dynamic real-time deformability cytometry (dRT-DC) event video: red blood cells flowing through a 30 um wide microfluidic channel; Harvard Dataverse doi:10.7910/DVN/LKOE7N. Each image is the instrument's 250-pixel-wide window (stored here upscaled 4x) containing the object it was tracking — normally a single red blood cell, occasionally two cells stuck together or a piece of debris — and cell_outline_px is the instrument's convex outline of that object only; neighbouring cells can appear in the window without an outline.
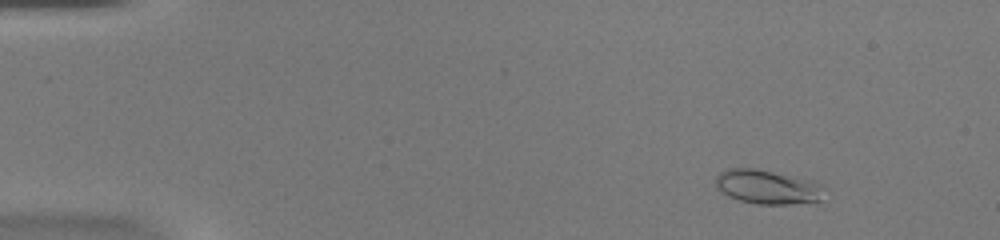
{"species": "common noctule bat (a hibernating species)", "species_latin": "Nyctalus noctula", "temperature_condition": "warm", "stored_images_in_passage": 54, "camera_frame_rate_fps": 3000, "um_per_image_px": 0.085, "animal": {"sex": "female", "body_mass_g": 20.0, "forearm_length_mm": 54.0}, "frame": {"image": 1, "passage_image": 7, "time_ms": 2.0, "image_size_px": [1000, 240], "cell_outline_px": [[824, 188], [820, 200], [816, 204], [756, 204], [740, 200], [728, 196], [720, 192], [716, 188], [716, 176], [720, 172], [728, 168], [756, 168], [812, 180], [824, 184]], "centroid_in_image_um": [65.27, 15.9], "position_along_channel_um": 19.7, "area_um2": 22.08}}
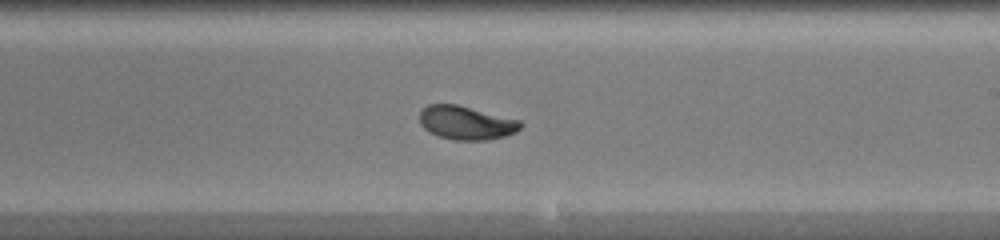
{"frame": {"image": 2, "passage_image": 33, "time_ms": 10.667, "image_size_px": [1000, 240], "cell_outline_px": [[524, 124], [516, 132], [504, 136], [488, 140], [452, 140], [436, 136], [428, 132], [420, 124], [420, 112], [428, 104], [456, 104], [520, 120]], "centroid_in_image_um": [39.61, 10.45], "position_along_channel_um": 249.4, "area_um2": 19.88}}
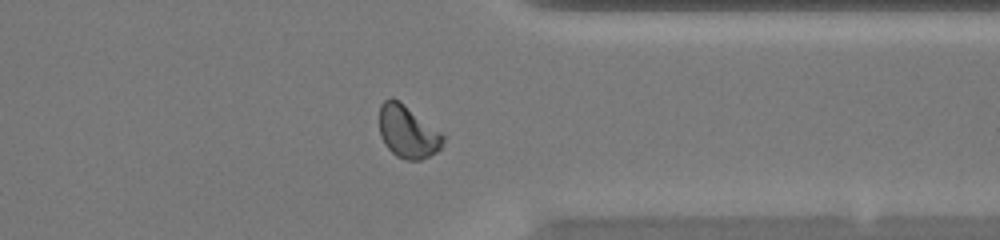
{"frame": {"image": 3, "passage_image": 43, "time_ms": 14.0, "image_size_px": [1000, 240], "cell_outline_px": [[444, 140], [440, 148], [436, 152], [420, 160], [408, 160], [396, 156], [384, 144], [380, 136], [380, 104], [384, 100], [392, 96], [400, 100], [440, 132], [444, 136]], "centroid_in_image_um": [34.62, 11.18], "position_along_channel_um": 376.8, "area_um2": 19.48}, "authors_computed_cell_mechanics": {"area_um2": 19.8254, "velocity_mm_per_s": 3.9225, "shape_relaxation_time_tau1_ms": 3.7117, "shape_relaxation_time_tau2_ms": 0.8392, "deformation_change_tau1": 0.1584, "deformation_change_tau2": 0.053}}